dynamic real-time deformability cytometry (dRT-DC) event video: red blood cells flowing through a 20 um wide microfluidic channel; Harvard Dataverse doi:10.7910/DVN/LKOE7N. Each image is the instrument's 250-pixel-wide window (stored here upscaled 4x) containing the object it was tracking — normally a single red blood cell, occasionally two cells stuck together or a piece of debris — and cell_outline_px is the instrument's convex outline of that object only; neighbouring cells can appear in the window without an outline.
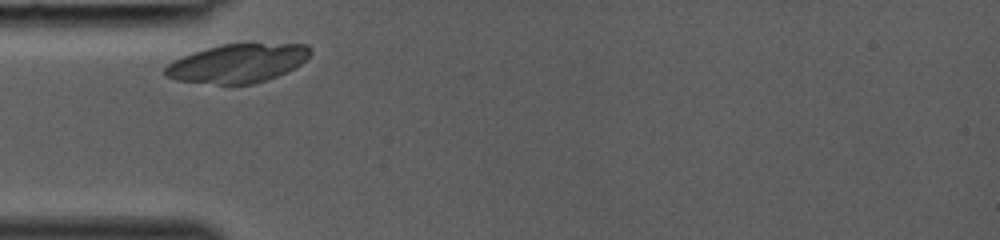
{"species": "common noctule bat (a hibernating species)", "species_latin": "Nyctalus noctula", "temperature_condition": "room temperature", "stored_images_in_passage": 23, "camera_frame_rate_fps": 3000, "um_per_image_px": 0.085, "animal": {"sex": "female", "body_mass_g": 19.0, "forearm_length_mm": 53.3}, "frame": {"image": 1, "passage_image": 1, "time_ms": 0.0, "image_size_px": [1000, 240], "cell_outline_px": [[312, 52], [300, 64], [276, 76], [252, 84], [216, 84], [176, 80], [168, 76], [164, 72], [164, 68], [172, 60], [192, 52], [224, 44], [308, 44]], "centroid_in_image_um": [20.17, 5.37], "position_along_channel_um": 64.8, "area_um2": 32.25}}
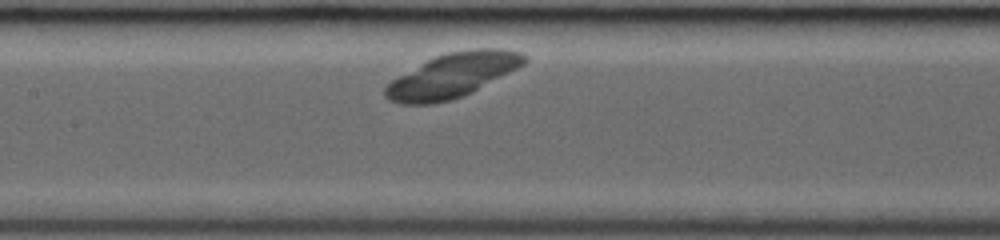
{"frame": {"image": 2, "passage_image": 8, "time_ms": 2.333, "image_size_px": [1000, 240], "cell_outline_px": [[528, 60], [524, 64], [472, 92], [464, 96], [452, 100], [432, 104], [400, 104], [388, 100], [384, 96], [384, 88], [392, 80], [428, 60], [436, 56], [448, 52], [472, 48], [504, 48], [520, 52], [528, 56]], "centroid_in_image_um": [38.48, 6.41], "position_along_channel_um": 168.9, "area_um2": 35.72}}